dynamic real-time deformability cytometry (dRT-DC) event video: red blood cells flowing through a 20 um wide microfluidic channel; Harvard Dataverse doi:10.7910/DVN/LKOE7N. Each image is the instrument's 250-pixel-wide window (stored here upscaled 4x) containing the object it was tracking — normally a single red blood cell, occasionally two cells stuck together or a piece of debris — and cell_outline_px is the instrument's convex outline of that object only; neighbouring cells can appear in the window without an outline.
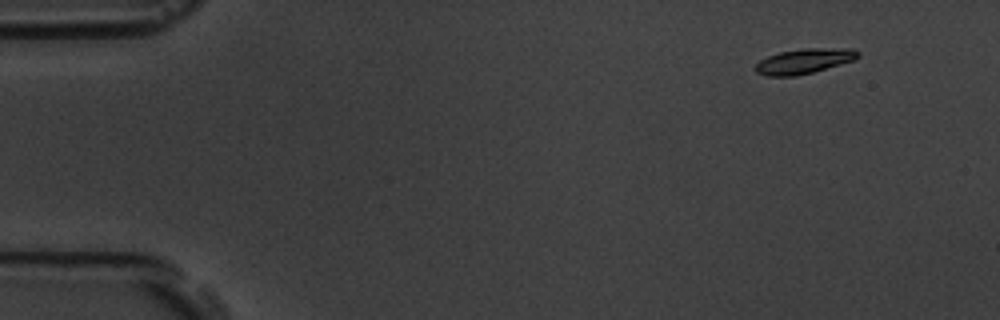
{"species": "common noctule bat (a hibernating species)", "species_latin": "Nyctalus noctula", "temperature_condition": "room temperature", "stored_images_in_passage": 15, "camera_frame_rate_fps": 3000, "um_per_image_px": 0.085, "animal": {"sex": "male", "body_mass_g": 19.5, "forearm_length_mm": 54.6}, "frame": {"image": 1, "passage_image": 2, "time_ms": 1.0, "image_size_px": [1000, 320], "cell_outline_px": [[860, 56], [852, 60], [840, 64], [812, 72], [796, 76], [768, 76], [756, 72], [752, 68], [760, 60], [768, 56], [780, 52], [800, 48], [852, 48], [860, 52]], "centroid_in_image_um": [68.32, 5.19], "position_along_channel_um": 16.7, "area_um2": 14.97}}
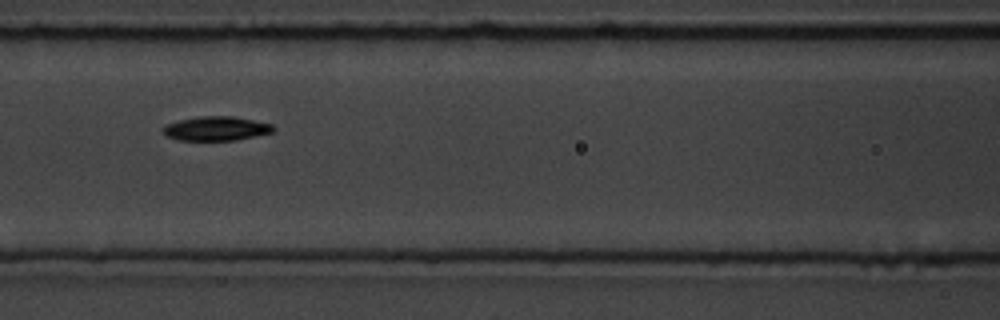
{"frame": {"image": 2, "passage_image": 7, "time_ms": 7.667, "image_size_px": [1000, 320], "cell_outline_px": [[276, 128], [272, 132], [236, 140], [180, 140], [168, 136], [160, 132], [160, 128], [168, 124], [180, 120], [200, 116], [232, 116], [272, 124]], "centroid_in_image_um": [18.35, 10.92], "position_along_channel_um": 148.2, "area_um2": 15.43}}
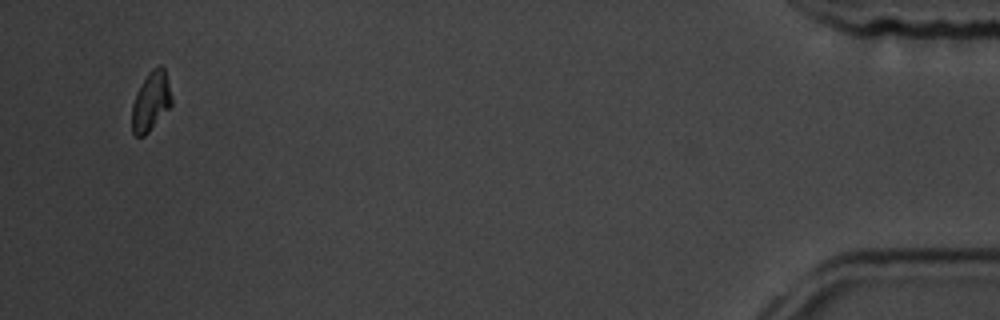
{"frame": {"image": 3, "passage_image": 15, "time_ms": 17.667, "image_size_px": [1000, 320], "cell_outline_px": [[172, 104], [148, 132], [144, 136], [136, 136], [132, 132], [132, 104], [136, 92], [148, 72], [152, 68], [160, 64], [164, 68], [172, 100]], "centroid_in_image_um": [12.8, 8.6], "position_along_channel_um": 422.4, "area_um2": 13.53}, "authors_computed_cell_mechanics": {"area_um2": 15.317, "velocity_mm_per_s": 3.5547, "shape_relaxation_time_tau1_ms": 2.2798, "shape_relaxation_time_tau2_ms": null, "deformation_change_tau1": 0.0768, "deformation_change_tau2": null}}